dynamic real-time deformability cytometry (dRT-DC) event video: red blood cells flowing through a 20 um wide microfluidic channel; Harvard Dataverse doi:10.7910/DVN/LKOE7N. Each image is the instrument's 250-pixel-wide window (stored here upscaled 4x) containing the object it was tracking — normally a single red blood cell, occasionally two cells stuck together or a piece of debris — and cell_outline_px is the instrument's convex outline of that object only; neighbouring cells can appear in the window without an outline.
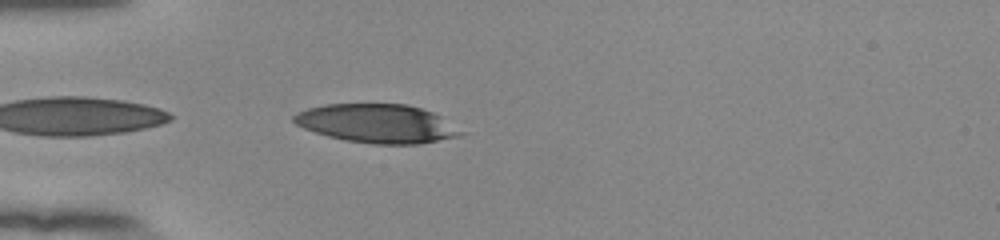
{"species": "human", "species_latin": "Homo sapiens", "temperature_condition": "room temperature", "stored_images_in_passage": 36, "camera_frame_rate_fps": 3000, "um_per_image_px": 0.085, "donor": {"sex": "female"}, "frame": {"image": 1, "passage_image": 1, "time_ms": 0.0, "image_size_px": [1000, 240], "cell_outline_px": [[468, 132], [460, 136], [420, 144], [372, 144], [344, 140], [328, 136], [304, 128], [296, 124], [292, 120], [292, 116], [296, 112], [308, 108], [324, 104], [408, 104], [432, 112], [440, 116]], "centroid_in_image_um": [32.08, 10.5], "position_along_channel_um": 52.9, "area_um2": 37.92}}
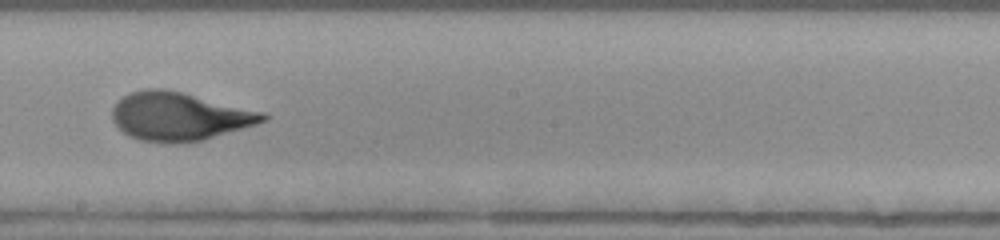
{"frame": {"image": 2, "passage_image": 16, "time_ms": 5.0, "image_size_px": [1000, 240], "cell_outline_px": [[268, 120], [256, 124], [204, 140], [176, 144], [164, 144], [140, 140], [128, 136], [112, 120], [112, 108], [128, 92], [144, 88], [164, 88], [264, 112], [268, 116]], "centroid_in_image_um": [15.22, 9.91], "position_along_channel_um": 233.0, "area_um2": 42.54}}
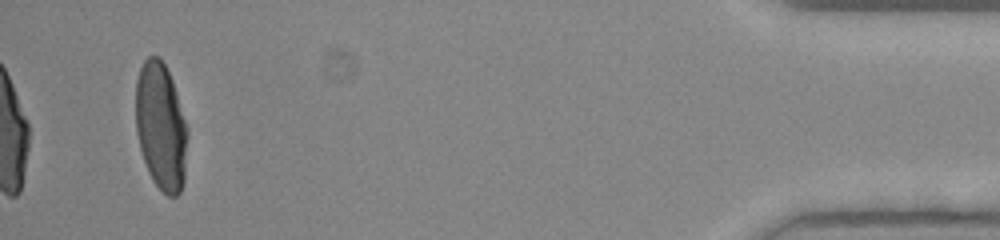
{"frame": {"image": 3, "passage_image": 36, "time_ms": 11.667, "image_size_px": [1000, 240], "cell_outline_px": [[188, 136], [184, 180], [180, 192], [176, 196], [168, 196], [152, 180], [148, 172], [140, 148], [136, 132], [136, 80], [140, 68], [144, 60], [148, 56], [160, 56], [172, 80], [188, 132]], "centroid_in_image_um": [13.67, 10.75], "position_along_channel_um": 421.5, "area_um2": 38.32}, "authors_computed_cell_mechanics": {"area_um2": 41.5293, "velocity_mm_per_s": 3.8887, "shape_relaxation_time_tau1_ms": 4.6184, "shape_relaxation_time_tau2_ms": 0.7898, "deformation_change_tau1": 0.2093, "deformation_change_tau2": 0.0799}}